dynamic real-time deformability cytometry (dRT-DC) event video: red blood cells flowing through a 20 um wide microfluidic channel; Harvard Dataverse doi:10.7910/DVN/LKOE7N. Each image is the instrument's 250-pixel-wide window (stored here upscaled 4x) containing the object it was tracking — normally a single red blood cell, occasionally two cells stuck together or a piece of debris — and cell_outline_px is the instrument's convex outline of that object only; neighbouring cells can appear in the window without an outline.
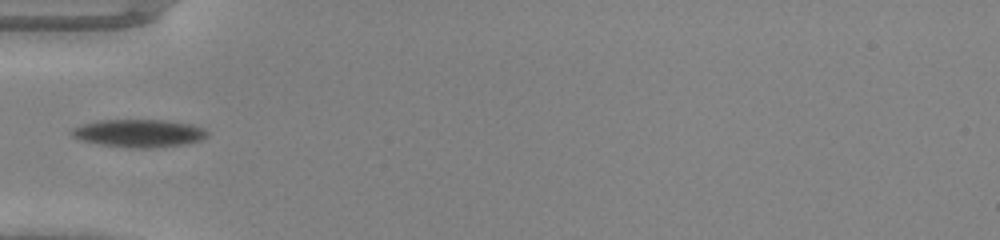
{"species": "common noctule bat (a hibernating species)", "species_latin": "Nyctalus noctula", "temperature_condition": "warm", "stored_images_in_passage": 33, "camera_frame_rate_fps": 3000, "um_per_image_px": 0.085, "animal": {"sex": "male", "body_mass_g": 20.0, "forearm_length_mm": 53.3}, "frame": {"image": 1, "passage_image": 1, "time_ms": 0.0, "image_size_px": [1000, 240], "cell_outline_px": [[208, 136], [200, 140], [184, 144], [152, 148], [132, 148], [100, 144], [80, 140], [72, 136], [68, 132], [72, 128], [84, 124], [100, 120], [164, 120], [192, 124], [204, 128], [208, 132]], "centroid_in_image_um": [11.8, 11.32], "position_along_channel_um": 73.2, "area_um2": 22.02}}
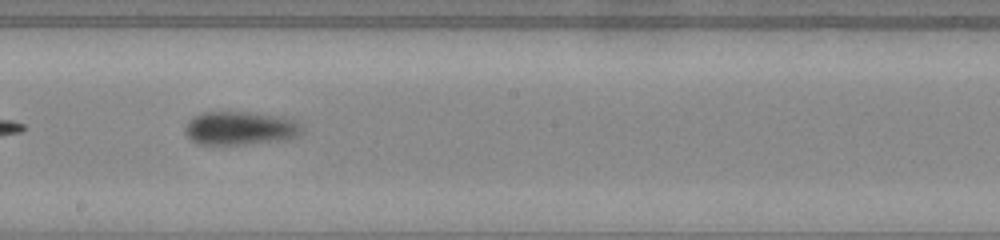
{"frame": {"image": 2, "passage_image": 12, "time_ms": 3.667, "image_size_px": [1000, 240], "cell_outline_px": [[304, 132], [300, 136], [288, 140], [244, 144], [196, 144], [184, 132], [184, 128], [188, 120], [192, 116], [204, 112], [248, 112], [284, 116], [296, 120], [304, 128]], "centroid_in_image_um": [20.48, 10.89], "position_along_channel_um": 227.7, "area_um2": 23.35}}
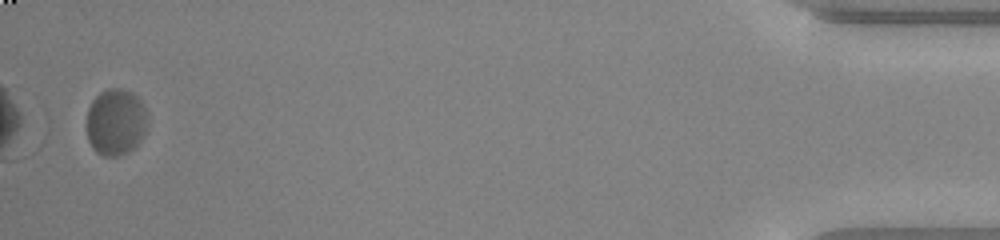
{"frame": {"image": 3, "passage_image": 32, "time_ms": 10.333, "image_size_px": [1000, 240], "cell_outline_px": [[148, 124], [144, 136], [128, 152], [120, 156], [104, 156], [96, 152], [92, 148], [88, 140], [88, 108], [92, 100], [100, 92], [108, 88], [124, 88], [132, 92], [140, 100], [144, 108], [148, 120]], "centroid_in_image_um": [9.85, 10.37], "position_along_channel_um": 425.3, "area_um2": 23.76}}